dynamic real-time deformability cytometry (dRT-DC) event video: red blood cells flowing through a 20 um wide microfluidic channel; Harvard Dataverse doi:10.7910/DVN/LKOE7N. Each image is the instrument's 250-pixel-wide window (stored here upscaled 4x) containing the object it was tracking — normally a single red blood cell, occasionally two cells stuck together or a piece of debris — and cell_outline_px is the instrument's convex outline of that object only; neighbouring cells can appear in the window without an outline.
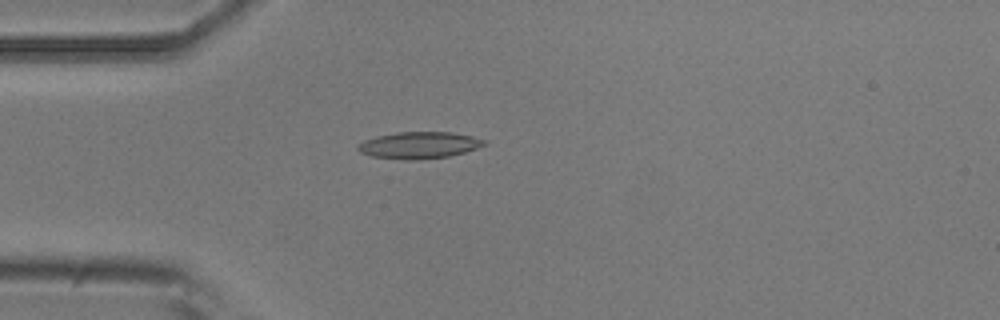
{"species": "common noctule bat (a hibernating species)", "species_latin": "Nyctalus noctula", "temperature_condition": "room temperature", "stored_images_in_passage": 1, "camera_frame_rate_fps": 3000, "um_per_image_px": 0.085, "animal": {"sex": "male", "body_mass_g": 20.5, "forearm_length_mm": 52.5}, "frame": {"image": 1, "passage_image": 1, "time_ms": 0.0, "image_size_px": [1000, 320], "cell_outline_px": [[488, 144], [464, 152], [448, 156], [416, 160], [404, 160], [372, 156], [360, 152], [356, 148], [364, 140], [376, 136], [396, 132], [452, 132], [472, 136], [488, 140]], "centroid_in_image_um": [35.65, 12.33], "position_along_channel_um": 49.4, "area_um2": 19.71}}